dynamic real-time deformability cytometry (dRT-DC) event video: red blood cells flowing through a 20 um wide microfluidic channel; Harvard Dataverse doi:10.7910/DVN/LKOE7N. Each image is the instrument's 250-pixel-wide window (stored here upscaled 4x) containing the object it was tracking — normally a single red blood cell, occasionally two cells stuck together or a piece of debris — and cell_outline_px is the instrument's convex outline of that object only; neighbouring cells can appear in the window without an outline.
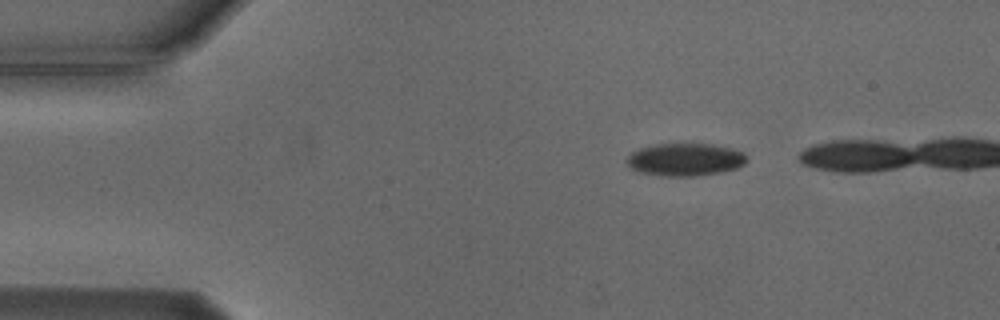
{"species": "Egyptian fruit bat (a non-hibernating species)", "species_latin": "Rousettus aegyptiacus", "temperature_condition": "cold", "stored_images_in_passage": 7, "camera_frame_rate_fps": 3000, "um_per_image_px": 0.085, "animal": {"sex": "male"}, "frame": {"image": 1, "passage_image": 1, "time_ms": 0.0, "image_size_px": [1000, 320], "cell_outline_px": [[748, 160], [744, 164], [736, 168], [720, 172], [696, 176], [660, 176], [640, 172], [632, 168], [624, 160], [632, 152], [640, 148], [656, 144], [712, 144], [732, 148], [744, 152], [748, 156]], "centroid_in_image_um": [58.26, 13.56], "position_along_channel_um": 26.7, "area_um2": 22.95}}